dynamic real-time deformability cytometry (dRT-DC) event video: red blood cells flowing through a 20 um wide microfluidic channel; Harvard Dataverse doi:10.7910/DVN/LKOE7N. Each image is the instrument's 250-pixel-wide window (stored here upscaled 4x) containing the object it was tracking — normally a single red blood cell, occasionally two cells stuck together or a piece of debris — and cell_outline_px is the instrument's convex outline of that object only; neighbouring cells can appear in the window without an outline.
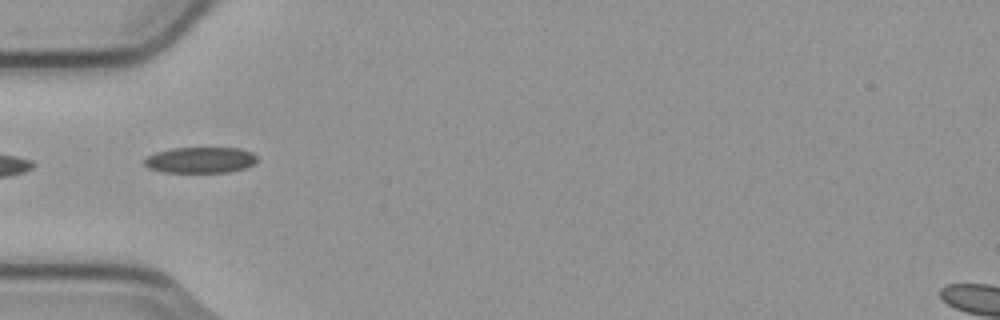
{"species": "common noctule bat (a hibernating species)", "species_latin": "Nyctalus noctula", "temperature_condition": "cold", "stored_images_in_passage": 8, "camera_frame_rate_fps": 3000, "um_per_image_px": 0.085, "animal": {"sex": "male", "body_mass_g": 23.1, "forearm_length_mm": 52.7}, "frame": {"image": 1, "passage_image": 6, "time_ms": 1.667, "image_size_px": [1000, 320], "cell_outline_px": [[256, 160], [252, 164], [244, 168], [228, 172], [164, 172], [148, 168], [144, 164], [144, 160], [148, 156], [156, 152], [172, 148], [240, 148], [252, 152], [256, 156]], "centroid_in_image_um": [17.01, 13.6], "position_along_channel_um": 68.0, "area_um2": 16.94}}
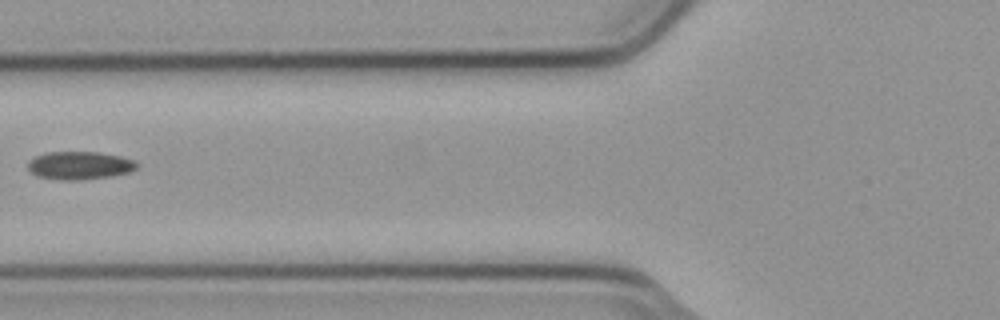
{"frame": {"image": 2, "passage_image": 7, "time_ms": 2.0, "image_size_px": [1000, 320], "cell_outline_px": [[136, 168], [128, 172], [112, 176], [76, 180], [60, 180], [36, 176], [28, 168], [28, 160], [44, 152], [96, 152], [120, 156], [132, 160], [136, 164]], "centroid_in_image_um": [6.7, 14.06], "position_along_channel_um": 119.1, "area_um2": 17.63}}
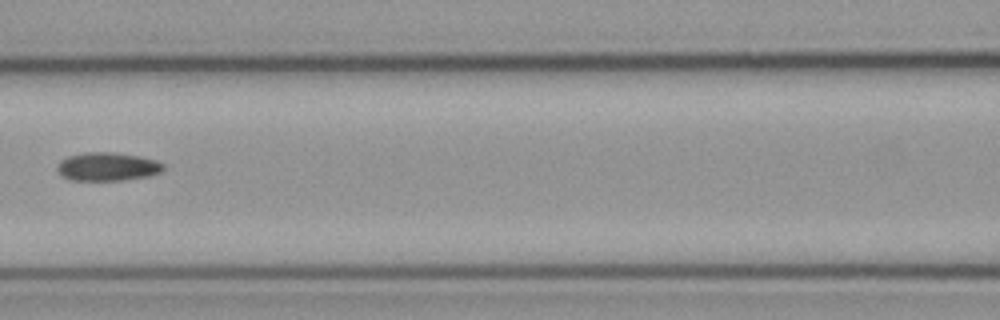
{"frame": {"image": 3, "passage_image": 8, "time_ms": 2.333, "image_size_px": [1000, 320], "cell_outline_px": [[164, 168], [160, 172], [148, 176], [124, 180], [72, 180], [60, 176], [56, 168], [60, 160], [68, 156], [84, 152], [112, 152], [140, 156], [156, 160], [164, 164]], "centroid_in_image_um": [9.11, 14.16], "position_along_channel_um": 157.5, "area_um2": 17.69}}